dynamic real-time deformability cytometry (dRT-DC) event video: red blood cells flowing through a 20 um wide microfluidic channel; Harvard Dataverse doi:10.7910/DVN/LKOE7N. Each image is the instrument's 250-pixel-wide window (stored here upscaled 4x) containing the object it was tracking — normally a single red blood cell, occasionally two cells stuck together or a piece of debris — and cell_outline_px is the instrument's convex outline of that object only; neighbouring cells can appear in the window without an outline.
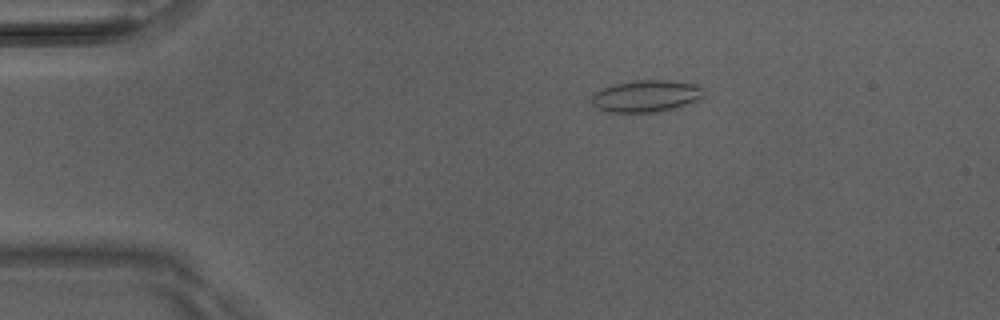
{"species": "Egyptian fruit bat (a non-hibernating species)", "species_latin": "Rousettus aegyptiacus", "temperature_condition": "room temperature", "stored_images_in_passage": 2, "camera_frame_rate_fps": 3000, "um_per_image_px": 0.085, "animal": {"sex": "male"}, "frame": {"image": 1, "passage_image": 1, "time_ms": 0.0, "image_size_px": [1000, 320], "cell_outline_px": [[700, 96], [696, 100], [676, 108], [656, 112], [608, 112], [592, 104], [592, 96], [600, 88], [632, 80], [664, 80], [700, 84]], "centroid_in_image_um": [54.88, 8.16], "position_along_channel_um": 30.1, "area_um2": 20.52}}